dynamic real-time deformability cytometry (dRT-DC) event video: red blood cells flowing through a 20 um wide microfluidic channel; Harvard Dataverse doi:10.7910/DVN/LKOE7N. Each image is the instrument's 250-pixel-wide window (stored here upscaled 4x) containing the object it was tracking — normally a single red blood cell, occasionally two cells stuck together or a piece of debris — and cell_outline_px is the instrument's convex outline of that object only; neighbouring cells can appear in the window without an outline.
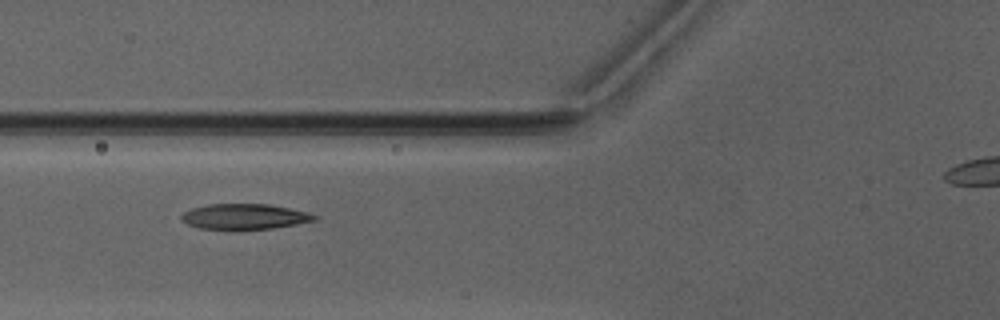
{"species": "Egyptian fruit bat (a non-hibernating species)", "species_latin": "Rousettus aegyptiacus", "temperature_condition": "warm", "stored_images_in_passage": 47, "camera_frame_rate_fps": 3000, "um_per_image_px": 0.085, "animal": {"sex": "male"}, "frame": {"image": 1, "passage_image": 21, "time_ms": 6.667, "image_size_px": [1000, 320], "cell_outline_px": [[316, 220], [296, 224], [272, 228], [200, 228], [188, 224], [180, 216], [184, 212], [192, 208], [208, 204], [268, 204], [308, 212], [316, 216]], "centroid_in_image_um": [20.79, 18.38], "position_along_channel_um": 105.0, "area_um2": 19.13}}
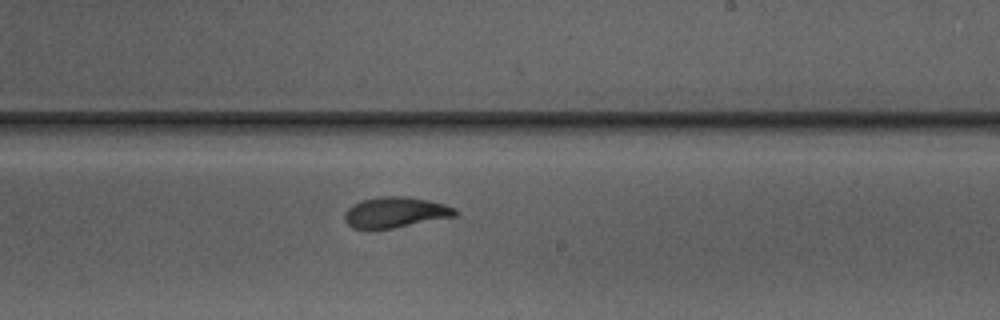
{"frame": {"image": 2, "passage_image": 32, "time_ms": 10.333, "image_size_px": [1000, 320], "cell_outline_px": [[460, 212], [456, 216], [392, 228], [368, 232], [352, 228], [344, 220], [344, 212], [352, 204], [364, 200], [380, 196], [408, 196], [428, 200], [444, 204], [456, 208]], "centroid_in_image_um": [33.56, 18.08], "position_along_channel_um": 255.4, "area_um2": 20.29}}
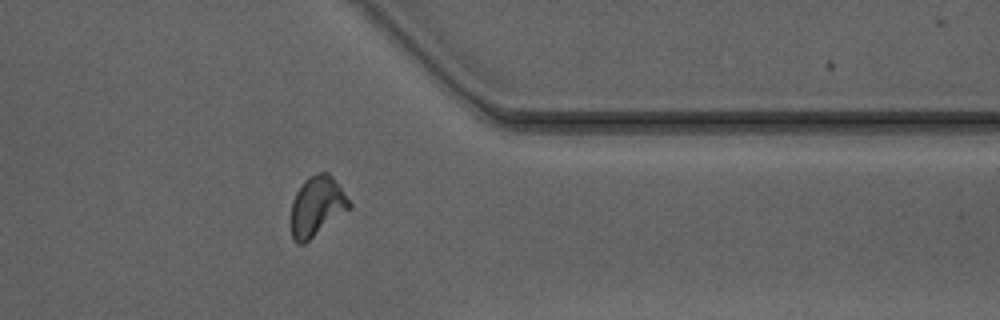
{"frame": {"image": 3, "passage_image": 42, "time_ms": 13.667, "image_size_px": [1000, 320], "cell_outline_px": [[352, 208], [304, 244], [296, 244], [292, 236], [292, 200], [296, 192], [304, 180], [308, 176], [320, 172], [328, 172], [332, 176], [352, 204]], "centroid_in_image_um": [26.95, 17.53], "position_along_channel_um": 384.5, "area_um2": 20.35}}